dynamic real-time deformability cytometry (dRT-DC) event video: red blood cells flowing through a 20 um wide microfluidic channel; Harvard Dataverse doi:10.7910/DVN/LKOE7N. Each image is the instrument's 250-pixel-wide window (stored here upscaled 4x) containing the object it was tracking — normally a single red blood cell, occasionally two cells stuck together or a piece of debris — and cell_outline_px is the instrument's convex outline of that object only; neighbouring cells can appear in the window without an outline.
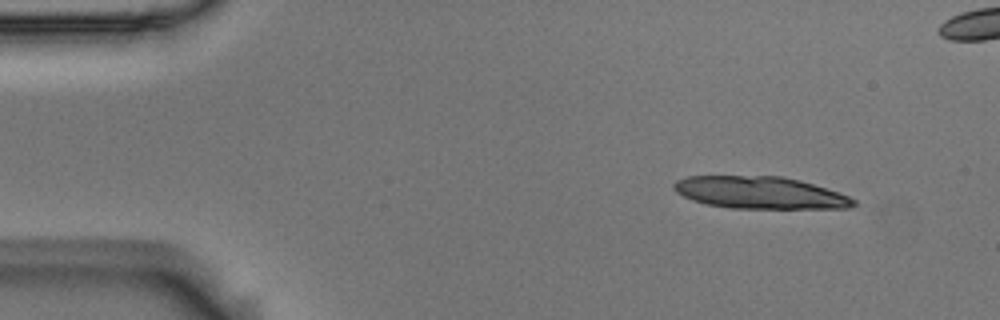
{"species": "Egyptian fruit bat (a non-hibernating species)", "species_latin": "Rousettus aegyptiacus", "temperature_condition": "room temperature", "stored_images_in_passage": 4, "camera_frame_rate_fps": 3000, "um_per_image_px": 0.085, "animal": {"sex": "male"}, "frame": {"image": 1, "passage_image": 1, "time_ms": 0.0, "image_size_px": [1000, 320], "cell_outline_px": [[856, 204], [848, 208], [732, 208], [708, 204], [692, 200], [676, 192], [672, 188], [672, 184], [676, 180], [688, 176], [780, 176], [800, 180], [848, 196], [856, 200]], "centroid_in_image_um": [64.55, 16.37], "position_along_channel_um": 20.4, "area_um2": 33.41}}